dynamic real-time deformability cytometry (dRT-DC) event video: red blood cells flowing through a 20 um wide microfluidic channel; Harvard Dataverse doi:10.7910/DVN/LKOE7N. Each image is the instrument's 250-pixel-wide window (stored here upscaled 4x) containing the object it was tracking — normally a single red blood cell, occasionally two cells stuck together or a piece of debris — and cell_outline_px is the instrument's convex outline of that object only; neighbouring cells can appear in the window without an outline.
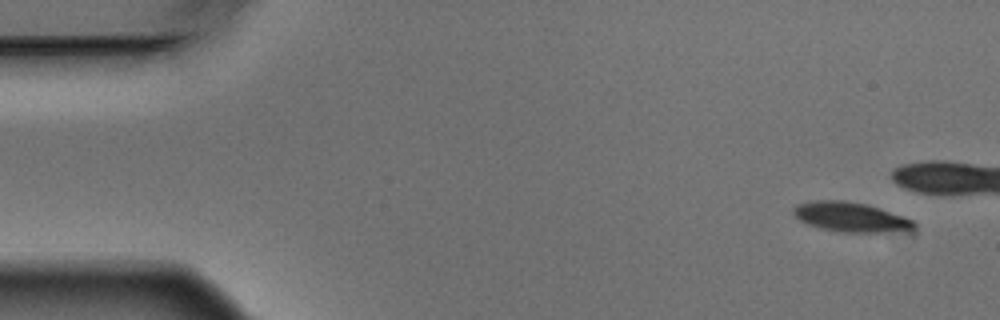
{"species": "Egyptian fruit bat (a non-hibernating species)", "species_latin": "Rousettus aegyptiacus", "temperature_condition": "warm", "stored_images_in_passage": 5, "camera_frame_rate_fps": 3000, "um_per_image_px": 0.085, "animal": {"sex": "male"}, "frame": {"image": 1, "passage_image": 1, "time_ms": 0.0, "image_size_px": [1000, 320], "cell_outline_px": [[916, 228], [912, 232], [844, 232], [824, 228], [808, 224], [800, 220], [792, 212], [792, 208], [796, 204], [812, 200], [844, 200], [868, 204], [912, 220], [916, 224]], "centroid_in_image_um": [72.34, 18.45], "position_along_channel_um": 12.7, "area_um2": 20.92}}